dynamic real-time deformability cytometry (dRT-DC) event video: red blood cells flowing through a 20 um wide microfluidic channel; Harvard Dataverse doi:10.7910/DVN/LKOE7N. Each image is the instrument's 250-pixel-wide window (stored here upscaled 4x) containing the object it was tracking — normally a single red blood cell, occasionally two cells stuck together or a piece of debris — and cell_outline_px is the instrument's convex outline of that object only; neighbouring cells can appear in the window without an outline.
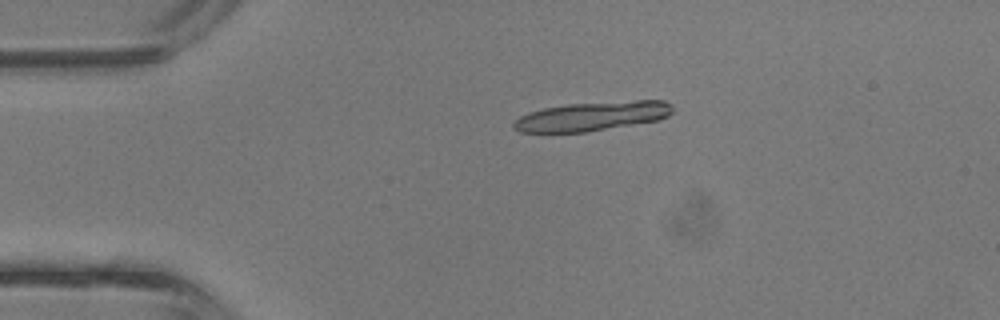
{"species": "common noctule bat (a hibernating species)", "species_latin": "Nyctalus noctula", "temperature_condition": "room temperature", "stored_images_in_passage": 4, "camera_frame_rate_fps": 3000, "um_per_image_px": 0.085, "animal": {"sex": "male", "body_mass_g": 13.3}, "frame": {"image": 1, "passage_image": 2, "time_ms": 0.333, "image_size_px": [1000, 320], "cell_outline_px": [[672, 112], [668, 116], [656, 120], [584, 132], [520, 132], [512, 128], [512, 124], [520, 116], [528, 112], [544, 108], [568, 104], [636, 100], [664, 100], [672, 104]], "centroid_in_image_um": [50.31, 9.87], "position_along_channel_um": 34.7, "area_um2": 26.76}}